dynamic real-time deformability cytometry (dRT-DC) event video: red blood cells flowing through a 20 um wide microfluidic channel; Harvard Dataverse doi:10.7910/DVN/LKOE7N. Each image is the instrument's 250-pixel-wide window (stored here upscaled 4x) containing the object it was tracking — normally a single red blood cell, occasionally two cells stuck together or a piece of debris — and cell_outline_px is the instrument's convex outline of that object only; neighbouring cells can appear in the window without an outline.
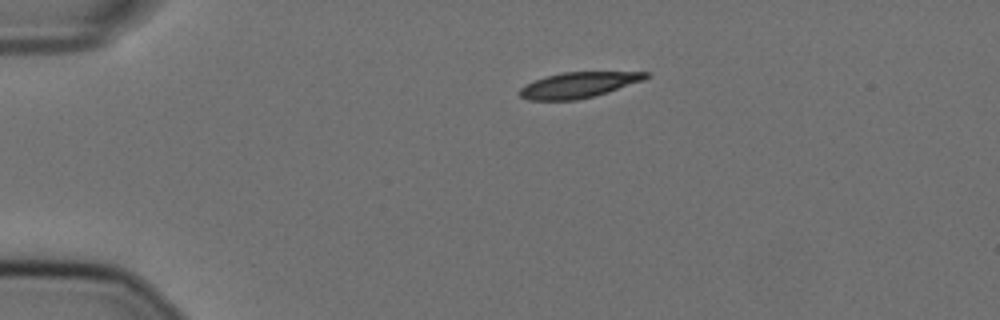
{"species": "Egyptian fruit bat (a non-hibernating species)", "species_latin": "Rousettus aegyptiacus", "temperature_condition": "cold", "stored_images_in_passage": 45, "camera_frame_rate_fps": 3000, "um_per_image_px": 0.085, "animal": {"sex": "female"}, "frame": {"image": 1, "passage_image": 1, "time_ms": 0.0, "image_size_px": [1000, 320], "cell_outline_px": [[648, 76], [644, 80], [608, 92], [576, 100], [528, 100], [520, 96], [520, 88], [524, 84], [560, 72], [648, 72]], "centroid_in_image_um": [49.15, 7.22], "position_along_channel_um": 35.8, "area_um2": 18.61}}
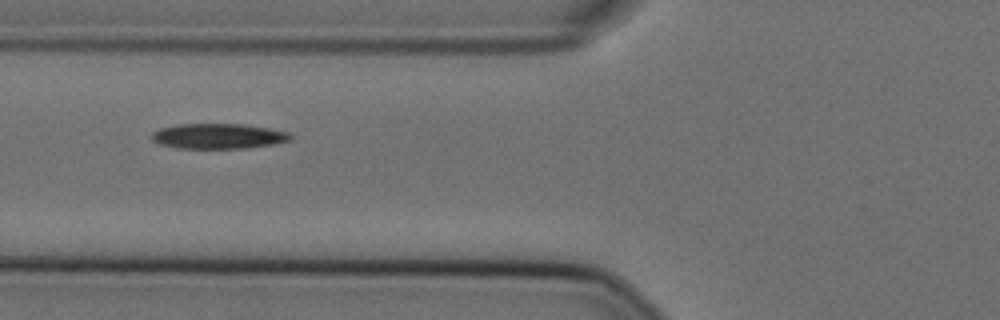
{"frame": {"image": 2, "passage_image": 11, "time_ms": 3.333, "image_size_px": [1000, 320], "cell_outline_px": [[292, 140], [272, 144], [244, 148], [176, 148], [160, 144], [152, 140], [152, 132], [160, 128], [176, 124], [244, 124], [268, 128], [288, 132], [292, 136]], "centroid_in_image_um": [18.54, 11.57], "position_along_channel_um": 107.3, "area_um2": 20.35}}
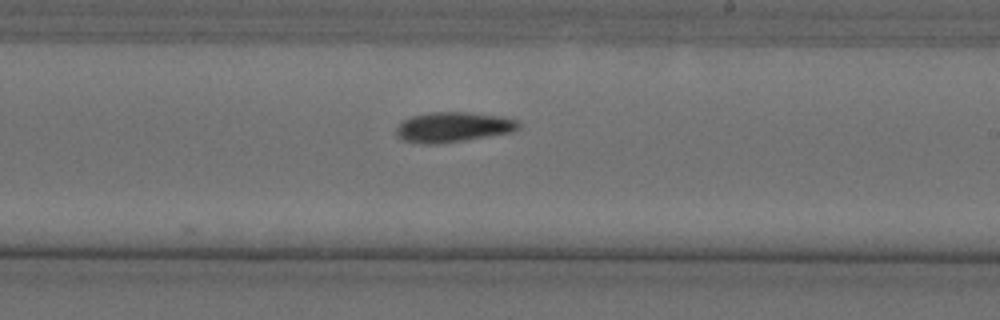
{"frame": {"image": 3, "passage_image": 23, "time_ms": 7.333, "image_size_px": [1000, 320], "cell_outline_px": [[520, 128], [512, 132], [440, 144], [424, 144], [404, 140], [396, 136], [396, 128], [404, 120], [412, 116], [428, 112], [472, 112], [504, 116], [520, 120]], "centroid_in_image_um": [38.56, 10.79], "position_along_channel_um": 250.4, "area_um2": 21.68}, "authors_computed_cell_mechanics": {"area_um2": 20.4612, "velocity_mm_per_s": 3.5829, "shape_relaxation_time_tau1_ms": 4.2533, "shape_relaxation_time_tau2_ms": null, "deformation_change_tau1": 0.1356, "deformation_change_tau2": null}}